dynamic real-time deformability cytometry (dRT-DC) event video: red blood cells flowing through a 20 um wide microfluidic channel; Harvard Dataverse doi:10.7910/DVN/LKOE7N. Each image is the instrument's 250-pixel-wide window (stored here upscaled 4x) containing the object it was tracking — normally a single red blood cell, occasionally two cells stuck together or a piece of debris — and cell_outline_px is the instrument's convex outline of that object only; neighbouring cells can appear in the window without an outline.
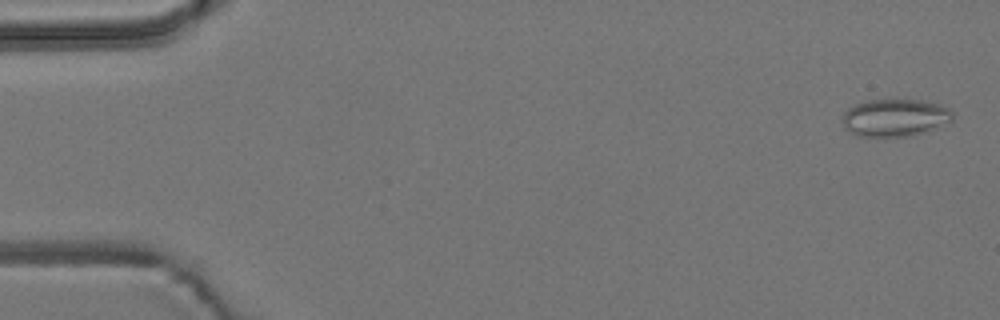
{"species": "common noctule bat (a hibernating species)", "species_latin": "Nyctalus noctula", "temperature_condition": "room temperature", "stored_images_in_passage": 5, "camera_frame_rate_fps": 3000, "um_per_image_px": 0.085, "animal": {"sex": "male", "body_mass_g": 19.2, "forearm_length_mm": 51.8}, "frame": {"image": 1, "passage_image": 1, "time_ms": 0.0, "image_size_px": [1000, 320], "cell_outline_px": [[952, 120], [928, 132], [912, 136], [860, 136], [848, 132], [844, 128], [840, 120], [844, 112], [848, 108], [864, 100], [920, 100], [936, 104], [948, 108], [952, 112]], "centroid_in_image_um": [76.02, 10.02], "position_along_channel_um": 9.0, "area_um2": 24.22}}